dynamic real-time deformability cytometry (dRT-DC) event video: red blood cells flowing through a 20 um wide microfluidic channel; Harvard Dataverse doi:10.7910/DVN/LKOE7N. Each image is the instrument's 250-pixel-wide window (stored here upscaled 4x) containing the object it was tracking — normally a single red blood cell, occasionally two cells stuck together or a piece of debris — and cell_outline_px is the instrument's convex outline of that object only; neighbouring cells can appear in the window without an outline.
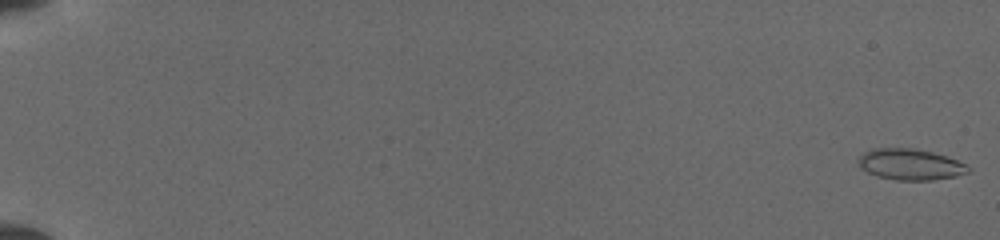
{"species": "common noctule bat (a hibernating species)", "species_latin": "Nyctalus noctula", "temperature_condition": "cold", "stored_images_in_passage": 51, "camera_frame_rate_fps": 3000, "um_per_image_px": 0.085, "animal": {"sex": "female", "body_mass_g": 19.5, "forearm_length_mm": 54.1}, "frame": {"image": 1, "passage_image": 1, "time_ms": 0.0, "image_size_px": [1000, 240], "cell_outline_px": [[968, 172], [956, 176], [932, 180], [896, 180], [876, 176], [860, 168], [856, 160], [864, 152], [872, 148], [912, 148], [932, 152], [956, 160], [964, 164], [968, 168]], "centroid_in_image_um": [77.3, 13.97], "position_along_channel_um": 7.7, "area_um2": 19.77}}
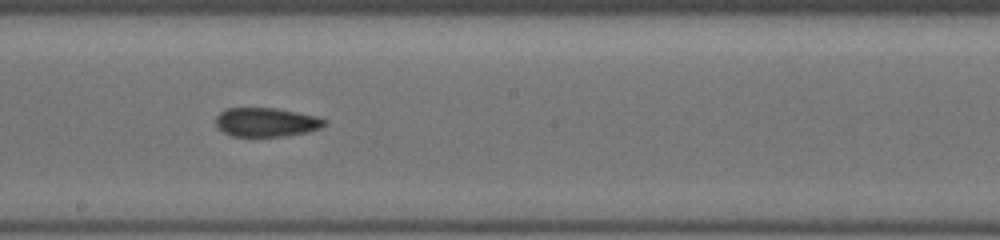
{"frame": {"image": 2, "passage_image": 31, "time_ms": 10.0, "image_size_px": [1000, 240], "cell_outline_px": [[328, 124], [320, 128], [308, 132], [280, 136], [232, 136], [224, 132], [216, 124], [216, 116], [220, 112], [228, 108], [276, 108], [316, 116], [328, 120]], "centroid_in_image_um": [22.67, 10.38], "position_along_channel_um": 225.5, "area_um2": 18.26}}
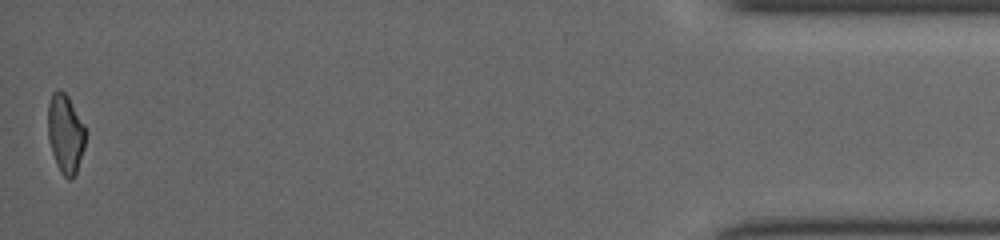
{"frame": {"image": 3, "passage_image": 51, "time_ms": 16.667, "image_size_px": [1000, 240], "cell_outline_px": [[88, 132], [84, 148], [76, 172], [68, 180], [60, 172], [56, 164], [52, 152], [48, 136], [48, 104], [52, 92], [60, 88], [68, 96]], "centroid_in_image_um": [5.57, 11.33], "position_along_channel_um": 429.6, "area_um2": 17.4}}